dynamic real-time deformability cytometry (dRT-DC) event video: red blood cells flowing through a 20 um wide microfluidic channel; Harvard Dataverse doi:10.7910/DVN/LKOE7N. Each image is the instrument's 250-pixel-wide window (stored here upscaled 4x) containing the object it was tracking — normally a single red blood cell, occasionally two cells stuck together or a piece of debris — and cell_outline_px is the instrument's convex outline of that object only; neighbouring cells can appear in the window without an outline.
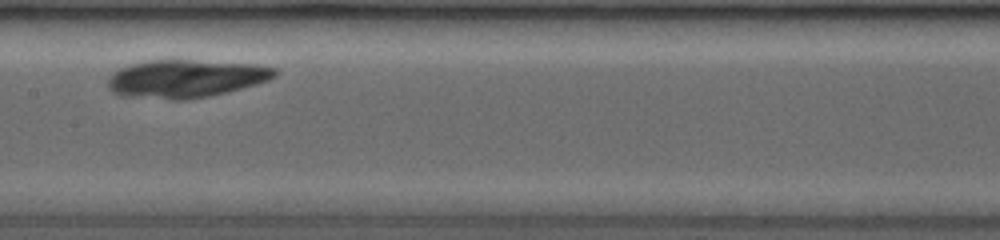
{"species": "common noctule bat (a hibernating species)", "species_latin": "Nyctalus noctula", "temperature_condition": "room temperature", "stored_images_in_passage": 8, "camera_frame_rate_fps": 3500, "um_per_image_px": 0.085, "animal": {"sex": "female", "body_mass_g": 19.0, "forearm_length_mm": 53.3}, "frame": {"image": 1, "passage_image": 4, "time_ms": 3.143, "image_size_px": [1000, 240], "cell_outline_px": [[280, 72], [276, 76], [268, 80], [240, 88], [208, 96], [128, 96], [112, 92], [108, 88], [108, 76], [120, 68], [128, 64], [144, 60], [192, 60], [256, 64], [276, 68]], "centroid_in_image_um": [15.8, 6.61], "position_along_channel_um": 191.6, "area_um2": 35.6}}
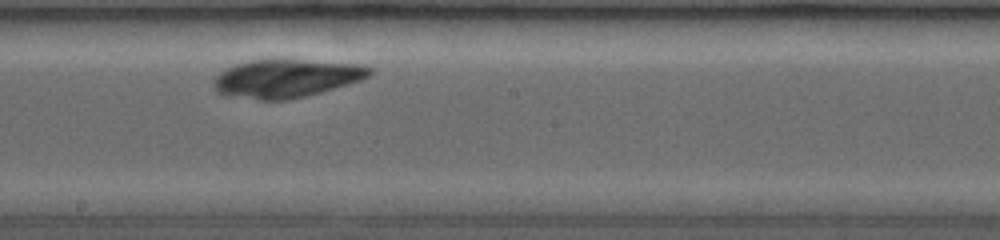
{"frame": {"image": 2, "passage_image": 5, "time_ms": 4.0, "image_size_px": [1000, 240], "cell_outline_px": [[372, 72], [368, 76], [360, 80], [320, 92], [284, 100], [264, 100], [220, 92], [212, 84], [212, 80], [220, 72], [236, 64], [248, 60], [268, 56], [360, 64], [372, 68]], "centroid_in_image_um": [24.34, 6.59], "position_along_channel_um": 223.9, "area_um2": 34.91}}
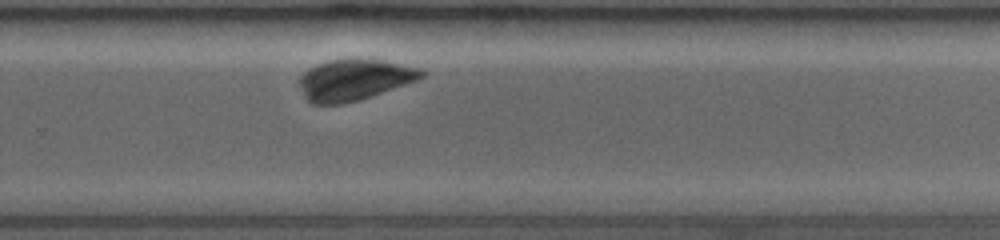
{"frame": {"image": 3, "passage_image": 7, "time_ms": 6.0, "image_size_px": [1000, 240], "cell_outline_px": [[424, 76], [416, 80], [372, 96], [360, 100], [344, 104], [312, 104], [308, 100], [300, 84], [300, 76], [304, 72], [320, 64], [332, 60], [356, 56], [360, 56], [420, 68], [424, 72]], "centroid_in_image_um": [30.13, 6.76], "position_along_channel_um": 299.7, "area_um2": 29.13}}